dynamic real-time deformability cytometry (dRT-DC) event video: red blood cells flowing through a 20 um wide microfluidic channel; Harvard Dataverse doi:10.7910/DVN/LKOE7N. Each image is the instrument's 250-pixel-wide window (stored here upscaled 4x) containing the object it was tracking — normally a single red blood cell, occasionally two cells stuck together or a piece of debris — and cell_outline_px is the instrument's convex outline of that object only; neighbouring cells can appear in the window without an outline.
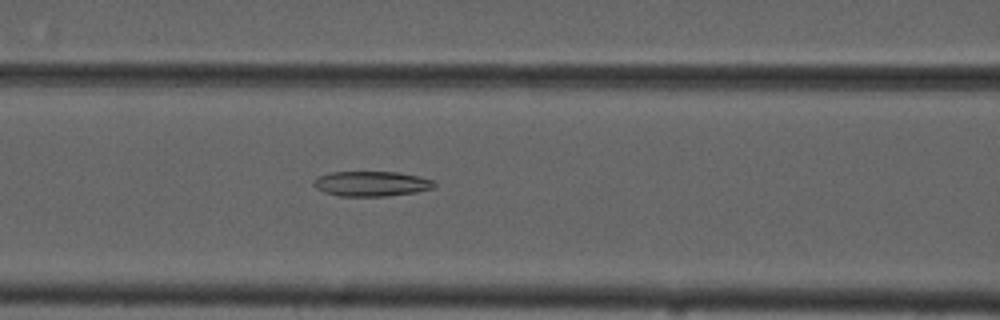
{"species": "common noctule bat (a hibernating species)", "species_latin": "Nyctalus noctula", "temperature_condition": "cold", "stored_images_in_passage": 54, "camera_frame_rate_fps": 3000, "um_per_image_px": 0.085, "animal": {"sex": "male", "forearm_length_mm": 52.5}, "frame": {"image": 1, "passage_image": 23, "time_ms": 7.333, "image_size_px": [1000, 320], "cell_outline_px": [[436, 184], [432, 188], [416, 192], [384, 196], [340, 196], [324, 192], [316, 188], [312, 184], [312, 180], [320, 176], [332, 172], [396, 172], [420, 176], [432, 180]], "centroid_in_image_um": [31.55, 15.61], "position_along_channel_um": 135.1, "area_um2": 17.51}}
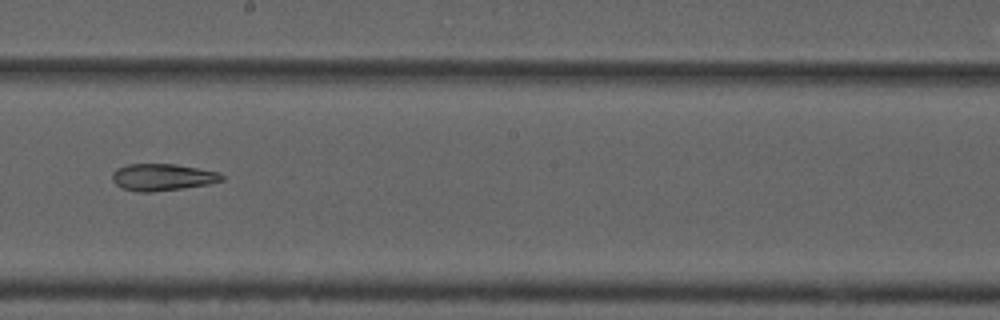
{"frame": {"image": 2, "passage_image": 31, "time_ms": 10.0, "image_size_px": [1000, 320], "cell_outline_px": [[224, 180], [208, 184], [152, 192], [140, 192], [120, 188], [112, 180], [112, 172], [116, 168], [128, 164], [176, 164], [220, 172], [224, 176]], "centroid_in_image_um": [13.79, 15.05], "position_along_channel_um": 234.4, "area_um2": 17.22}}
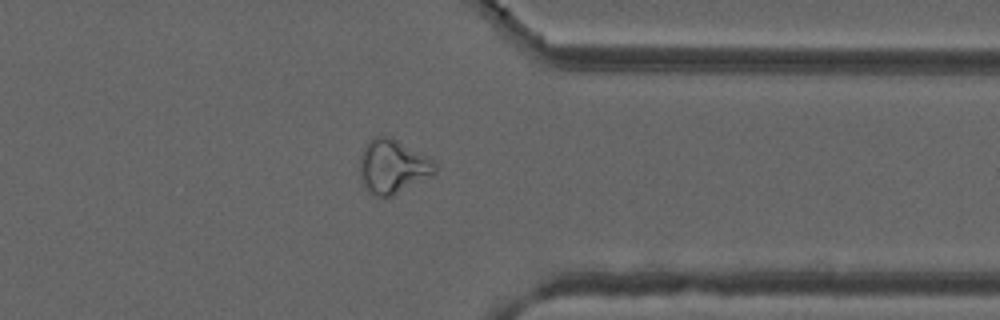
{"frame": {"image": 3, "passage_image": 43, "time_ms": 14.0, "image_size_px": [1000, 320], "cell_outline_px": [[436, 172], [432, 176], [392, 196], [372, 196], [364, 188], [360, 180], [360, 156], [364, 144], [372, 136], [392, 136], [436, 160]], "centroid_in_image_um": [33.38, 14.13], "position_along_channel_um": 378.0, "area_um2": 24.39}, "authors_computed_cell_mechanics": {"area_um2": 21.7039, "velocity_mm_per_s": 3.7316, "shape_relaxation_time_tau1_ms": null, "shape_relaxation_time_tau2_ms": 5.0844, "deformation_change_tau1": null, "deformation_change_tau2": 0.1432}}